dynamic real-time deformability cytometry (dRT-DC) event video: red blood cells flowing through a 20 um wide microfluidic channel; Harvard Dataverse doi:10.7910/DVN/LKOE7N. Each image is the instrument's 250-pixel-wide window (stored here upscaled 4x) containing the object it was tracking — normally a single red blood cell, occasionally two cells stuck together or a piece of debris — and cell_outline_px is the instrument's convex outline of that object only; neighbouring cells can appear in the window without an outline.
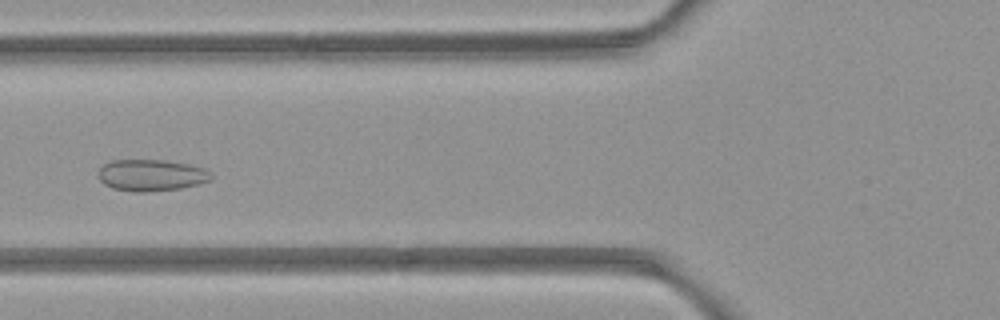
{"species": "common noctule bat (a hibernating species)", "species_latin": "Nyctalus noctula", "temperature_condition": "room temperature", "stored_images_in_passage": 5, "camera_frame_rate_fps": 3000, "um_per_image_px": 0.085, "animal": {"sex": "female", "body_mass_g": 21.9}, "frame": {"image": 1, "passage_image": 4, "time_ms": 3.333, "image_size_px": [1000, 320], "cell_outline_px": [[212, 180], [200, 184], [180, 188], [148, 192], [132, 192], [112, 188], [104, 184], [96, 176], [100, 168], [104, 164], [112, 160], [164, 160], [188, 164], [204, 168], [212, 176]], "centroid_in_image_um": [12.83, 14.9], "position_along_channel_um": 113.0, "area_um2": 20.92}}
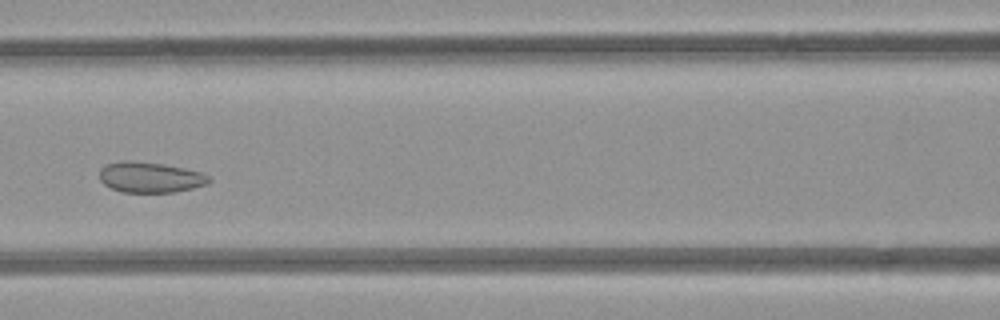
{"frame": {"image": 2, "passage_image": 5, "time_ms": 4.333, "image_size_px": [1000, 320], "cell_outline_px": [[212, 180], [208, 184], [192, 188], [172, 192], [120, 192], [104, 184], [100, 180], [100, 168], [104, 164], [124, 160], [128, 160], [164, 164], [184, 168], [200, 172], [212, 176]], "centroid_in_image_um": [12.77, 15.06], "position_along_channel_um": 153.8, "area_um2": 19.65}}